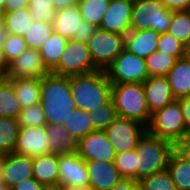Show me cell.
Returning <instances> with one entry per match:
<instances>
[{
  "mask_svg": "<svg viewBox=\"0 0 190 190\" xmlns=\"http://www.w3.org/2000/svg\"><path fill=\"white\" fill-rule=\"evenodd\" d=\"M50 71L45 66L40 51L27 48L12 60L3 74L5 78L42 79Z\"/></svg>",
  "mask_w": 190,
  "mask_h": 190,
  "instance_id": "obj_12",
  "label": "cell"
},
{
  "mask_svg": "<svg viewBox=\"0 0 190 190\" xmlns=\"http://www.w3.org/2000/svg\"><path fill=\"white\" fill-rule=\"evenodd\" d=\"M2 17L4 33L19 36L24 35L33 21L29 8L4 12Z\"/></svg>",
  "mask_w": 190,
  "mask_h": 190,
  "instance_id": "obj_29",
  "label": "cell"
},
{
  "mask_svg": "<svg viewBox=\"0 0 190 190\" xmlns=\"http://www.w3.org/2000/svg\"><path fill=\"white\" fill-rule=\"evenodd\" d=\"M54 32L52 22L32 21L31 25L23 35L27 48L40 50L44 43Z\"/></svg>",
  "mask_w": 190,
  "mask_h": 190,
  "instance_id": "obj_31",
  "label": "cell"
},
{
  "mask_svg": "<svg viewBox=\"0 0 190 190\" xmlns=\"http://www.w3.org/2000/svg\"><path fill=\"white\" fill-rule=\"evenodd\" d=\"M52 1L55 11L68 6L77 5L79 2V0H52Z\"/></svg>",
  "mask_w": 190,
  "mask_h": 190,
  "instance_id": "obj_48",
  "label": "cell"
},
{
  "mask_svg": "<svg viewBox=\"0 0 190 190\" xmlns=\"http://www.w3.org/2000/svg\"><path fill=\"white\" fill-rule=\"evenodd\" d=\"M77 153L85 161L114 162L116 153L105 131H94L77 142Z\"/></svg>",
  "mask_w": 190,
  "mask_h": 190,
  "instance_id": "obj_13",
  "label": "cell"
},
{
  "mask_svg": "<svg viewBox=\"0 0 190 190\" xmlns=\"http://www.w3.org/2000/svg\"><path fill=\"white\" fill-rule=\"evenodd\" d=\"M178 190H190V147H178L171 154L168 168Z\"/></svg>",
  "mask_w": 190,
  "mask_h": 190,
  "instance_id": "obj_20",
  "label": "cell"
},
{
  "mask_svg": "<svg viewBox=\"0 0 190 190\" xmlns=\"http://www.w3.org/2000/svg\"><path fill=\"white\" fill-rule=\"evenodd\" d=\"M160 33L152 30H130L125 35L124 49L138 57L146 59L157 50Z\"/></svg>",
  "mask_w": 190,
  "mask_h": 190,
  "instance_id": "obj_19",
  "label": "cell"
},
{
  "mask_svg": "<svg viewBox=\"0 0 190 190\" xmlns=\"http://www.w3.org/2000/svg\"><path fill=\"white\" fill-rule=\"evenodd\" d=\"M157 50L174 56L176 59L186 56V46L168 32L160 34Z\"/></svg>",
  "mask_w": 190,
  "mask_h": 190,
  "instance_id": "obj_41",
  "label": "cell"
},
{
  "mask_svg": "<svg viewBox=\"0 0 190 190\" xmlns=\"http://www.w3.org/2000/svg\"><path fill=\"white\" fill-rule=\"evenodd\" d=\"M146 131V127L139 121L120 116H117L105 130L116 154L135 149Z\"/></svg>",
  "mask_w": 190,
  "mask_h": 190,
  "instance_id": "obj_10",
  "label": "cell"
},
{
  "mask_svg": "<svg viewBox=\"0 0 190 190\" xmlns=\"http://www.w3.org/2000/svg\"><path fill=\"white\" fill-rule=\"evenodd\" d=\"M72 99L77 109L95 112L111 98L112 83L105 70L70 76Z\"/></svg>",
  "mask_w": 190,
  "mask_h": 190,
  "instance_id": "obj_2",
  "label": "cell"
},
{
  "mask_svg": "<svg viewBox=\"0 0 190 190\" xmlns=\"http://www.w3.org/2000/svg\"><path fill=\"white\" fill-rule=\"evenodd\" d=\"M173 10L168 9L161 0H134L131 14V30L152 29L158 33L168 31Z\"/></svg>",
  "mask_w": 190,
  "mask_h": 190,
  "instance_id": "obj_6",
  "label": "cell"
},
{
  "mask_svg": "<svg viewBox=\"0 0 190 190\" xmlns=\"http://www.w3.org/2000/svg\"><path fill=\"white\" fill-rule=\"evenodd\" d=\"M147 132L173 143L177 148L186 147V127L179 101L176 99L151 114Z\"/></svg>",
  "mask_w": 190,
  "mask_h": 190,
  "instance_id": "obj_5",
  "label": "cell"
},
{
  "mask_svg": "<svg viewBox=\"0 0 190 190\" xmlns=\"http://www.w3.org/2000/svg\"><path fill=\"white\" fill-rule=\"evenodd\" d=\"M40 105L47 124L62 125L76 109L70 89V76L49 73L42 78Z\"/></svg>",
  "mask_w": 190,
  "mask_h": 190,
  "instance_id": "obj_1",
  "label": "cell"
},
{
  "mask_svg": "<svg viewBox=\"0 0 190 190\" xmlns=\"http://www.w3.org/2000/svg\"><path fill=\"white\" fill-rule=\"evenodd\" d=\"M64 190H91V189L87 187V188H64Z\"/></svg>",
  "mask_w": 190,
  "mask_h": 190,
  "instance_id": "obj_54",
  "label": "cell"
},
{
  "mask_svg": "<svg viewBox=\"0 0 190 190\" xmlns=\"http://www.w3.org/2000/svg\"><path fill=\"white\" fill-rule=\"evenodd\" d=\"M86 166L91 190H109L122 179L114 162L86 161Z\"/></svg>",
  "mask_w": 190,
  "mask_h": 190,
  "instance_id": "obj_18",
  "label": "cell"
},
{
  "mask_svg": "<svg viewBox=\"0 0 190 190\" xmlns=\"http://www.w3.org/2000/svg\"><path fill=\"white\" fill-rule=\"evenodd\" d=\"M45 130L51 153L77 152V141L62 125L46 124Z\"/></svg>",
  "mask_w": 190,
  "mask_h": 190,
  "instance_id": "obj_25",
  "label": "cell"
},
{
  "mask_svg": "<svg viewBox=\"0 0 190 190\" xmlns=\"http://www.w3.org/2000/svg\"><path fill=\"white\" fill-rule=\"evenodd\" d=\"M67 42V38L53 32L39 50L43 62L50 72L59 64L60 57L65 50Z\"/></svg>",
  "mask_w": 190,
  "mask_h": 190,
  "instance_id": "obj_28",
  "label": "cell"
},
{
  "mask_svg": "<svg viewBox=\"0 0 190 190\" xmlns=\"http://www.w3.org/2000/svg\"><path fill=\"white\" fill-rule=\"evenodd\" d=\"M33 177L46 188L58 187V154L49 153L32 158Z\"/></svg>",
  "mask_w": 190,
  "mask_h": 190,
  "instance_id": "obj_21",
  "label": "cell"
},
{
  "mask_svg": "<svg viewBox=\"0 0 190 190\" xmlns=\"http://www.w3.org/2000/svg\"><path fill=\"white\" fill-rule=\"evenodd\" d=\"M175 99L190 96V59H177L174 67L166 75Z\"/></svg>",
  "mask_w": 190,
  "mask_h": 190,
  "instance_id": "obj_23",
  "label": "cell"
},
{
  "mask_svg": "<svg viewBox=\"0 0 190 190\" xmlns=\"http://www.w3.org/2000/svg\"><path fill=\"white\" fill-rule=\"evenodd\" d=\"M116 117L117 112L112 98H110L106 103L101 104L100 108L93 112L90 121L93 125L94 131H105Z\"/></svg>",
  "mask_w": 190,
  "mask_h": 190,
  "instance_id": "obj_36",
  "label": "cell"
},
{
  "mask_svg": "<svg viewBox=\"0 0 190 190\" xmlns=\"http://www.w3.org/2000/svg\"><path fill=\"white\" fill-rule=\"evenodd\" d=\"M3 34H4L3 17L2 15H0V38L3 36Z\"/></svg>",
  "mask_w": 190,
  "mask_h": 190,
  "instance_id": "obj_51",
  "label": "cell"
},
{
  "mask_svg": "<svg viewBox=\"0 0 190 190\" xmlns=\"http://www.w3.org/2000/svg\"><path fill=\"white\" fill-rule=\"evenodd\" d=\"M176 146L168 140L151 135L147 131L135 148L137 154L136 180L168 168L171 154Z\"/></svg>",
  "mask_w": 190,
  "mask_h": 190,
  "instance_id": "obj_3",
  "label": "cell"
},
{
  "mask_svg": "<svg viewBox=\"0 0 190 190\" xmlns=\"http://www.w3.org/2000/svg\"><path fill=\"white\" fill-rule=\"evenodd\" d=\"M21 109L12 83L2 75L0 77V117L17 119Z\"/></svg>",
  "mask_w": 190,
  "mask_h": 190,
  "instance_id": "obj_27",
  "label": "cell"
},
{
  "mask_svg": "<svg viewBox=\"0 0 190 190\" xmlns=\"http://www.w3.org/2000/svg\"><path fill=\"white\" fill-rule=\"evenodd\" d=\"M166 8L173 11L190 10V0H161Z\"/></svg>",
  "mask_w": 190,
  "mask_h": 190,
  "instance_id": "obj_46",
  "label": "cell"
},
{
  "mask_svg": "<svg viewBox=\"0 0 190 190\" xmlns=\"http://www.w3.org/2000/svg\"><path fill=\"white\" fill-rule=\"evenodd\" d=\"M186 56L190 59V43L186 46Z\"/></svg>",
  "mask_w": 190,
  "mask_h": 190,
  "instance_id": "obj_55",
  "label": "cell"
},
{
  "mask_svg": "<svg viewBox=\"0 0 190 190\" xmlns=\"http://www.w3.org/2000/svg\"><path fill=\"white\" fill-rule=\"evenodd\" d=\"M138 187L139 190H178L168 169L140 179Z\"/></svg>",
  "mask_w": 190,
  "mask_h": 190,
  "instance_id": "obj_35",
  "label": "cell"
},
{
  "mask_svg": "<svg viewBox=\"0 0 190 190\" xmlns=\"http://www.w3.org/2000/svg\"><path fill=\"white\" fill-rule=\"evenodd\" d=\"M181 105L186 127V147H190V96L177 99Z\"/></svg>",
  "mask_w": 190,
  "mask_h": 190,
  "instance_id": "obj_42",
  "label": "cell"
},
{
  "mask_svg": "<svg viewBox=\"0 0 190 190\" xmlns=\"http://www.w3.org/2000/svg\"><path fill=\"white\" fill-rule=\"evenodd\" d=\"M17 121L20 127H27V126H46L47 122L45 119V114L42 110V107L39 104H34L32 106L22 108L18 117Z\"/></svg>",
  "mask_w": 190,
  "mask_h": 190,
  "instance_id": "obj_39",
  "label": "cell"
},
{
  "mask_svg": "<svg viewBox=\"0 0 190 190\" xmlns=\"http://www.w3.org/2000/svg\"><path fill=\"white\" fill-rule=\"evenodd\" d=\"M134 0H110L99 29L126 35L131 30Z\"/></svg>",
  "mask_w": 190,
  "mask_h": 190,
  "instance_id": "obj_15",
  "label": "cell"
},
{
  "mask_svg": "<svg viewBox=\"0 0 190 190\" xmlns=\"http://www.w3.org/2000/svg\"><path fill=\"white\" fill-rule=\"evenodd\" d=\"M99 70L93 63L87 43L68 40L59 64L51 73L60 76L83 75Z\"/></svg>",
  "mask_w": 190,
  "mask_h": 190,
  "instance_id": "obj_7",
  "label": "cell"
},
{
  "mask_svg": "<svg viewBox=\"0 0 190 190\" xmlns=\"http://www.w3.org/2000/svg\"><path fill=\"white\" fill-rule=\"evenodd\" d=\"M19 128L17 119L0 117V155L14 152Z\"/></svg>",
  "mask_w": 190,
  "mask_h": 190,
  "instance_id": "obj_30",
  "label": "cell"
},
{
  "mask_svg": "<svg viewBox=\"0 0 190 190\" xmlns=\"http://www.w3.org/2000/svg\"><path fill=\"white\" fill-rule=\"evenodd\" d=\"M114 165L122 178L136 180L137 154L135 149L122 153H117L114 159Z\"/></svg>",
  "mask_w": 190,
  "mask_h": 190,
  "instance_id": "obj_38",
  "label": "cell"
},
{
  "mask_svg": "<svg viewBox=\"0 0 190 190\" xmlns=\"http://www.w3.org/2000/svg\"><path fill=\"white\" fill-rule=\"evenodd\" d=\"M109 190H139L138 181L130 178H122Z\"/></svg>",
  "mask_w": 190,
  "mask_h": 190,
  "instance_id": "obj_45",
  "label": "cell"
},
{
  "mask_svg": "<svg viewBox=\"0 0 190 190\" xmlns=\"http://www.w3.org/2000/svg\"><path fill=\"white\" fill-rule=\"evenodd\" d=\"M82 20L78 5L68 6L55 11L53 30L68 40L79 35L80 22Z\"/></svg>",
  "mask_w": 190,
  "mask_h": 190,
  "instance_id": "obj_22",
  "label": "cell"
},
{
  "mask_svg": "<svg viewBox=\"0 0 190 190\" xmlns=\"http://www.w3.org/2000/svg\"><path fill=\"white\" fill-rule=\"evenodd\" d=\"M111 98L117 116L148 126L151 114L142 83H112Z\"/></svg>",
  "mask_w": 190,
  "mask_h": 190,
  "instance_id": "obj_4",
  "label": "cell"
},
{
  "mask_svg": "<svg viewBox=\"0 0 190 190\" xmlns=\"http://www.w3.org/2000/svg\"><path fill=\"white\" fill-rule=\"evenodd\" d=\"M167 32L187 46L190 43V10L173 11Z\"/></svg>",
  "mask_w": 190,
  "mask_h": 190,
  "instance_id": "obj_33",
  "label": "cell"
},
{
  "mask_svg": "<svg viewBox=\"0 0 190 190\" xmlns=\"http://www.w3.org/2000/svg\"><path fill=\"white\" fill-rule=\"evenodd\" d=\"M47 188L34 177L24 180L12 187V190H46Z\"/></svg>",
  "mask_w": 190,
  "mask_h": 190,
  "instance_id": "obj_44",
  "label": "cell"
},
{
  "mask_svg": "<svg viewBox=\"0 0 190 190\" xmlns=\"http://www.w3.org/2000/svg\"><path fill=\"white\" fill-rule=\"evenodd\" d=\"M32 158L17 153L3 155V183L13 187L33 177Z\"/></svg>",
  "mask_w": 190,
  "mask_h": 190,
  "instance_id": "obj_17",
  "label": "cell"
},
{
  "mask_svg": "<svg viewBox=\"0 0 190 190\" xmlns=\"http://www.w3.org/2000/svg\"><path fill=\"white\" fill-rule=\"evenodd\" d=\"M46 190H64V189L56 187V188H47Z\"/></svg>",
  "mask_w": 190,
  "mask_h": 190,
  "instance_id": "obj_56",
  "label": "cell"
},
{
  "mask_svg": "<svg viewBox=\"0 0 190 190\" xmlns=\"http://www.w3.org/2000/svg\"><path fill=\"white\" fill-rule=\"evenodd\" d=\"M47 137L45 126L20 127L14 153L31 158L49 154Z\"/></svg>",
  "mask_w": 190,
  "mask_h": 190,
  "instance_id": "obj_14",
  "label": "cell"
},
{
  "mask_svg": "<svg viewBox=\"0 0 190 190\" xmlns=\"http://www.w3.org/2000/svg\"><path fill=\"white\" fill-rule=\"evenodd\" d=\"M7 70V65L5 63V58L2 49V39L0 38V73L3 75Z\"/></svg>",
  "mask_w": 190,
  "mask_h": 190,
  "instance_id": "obj_49",
  "label": "cell"
},
{
  "mask_svg": "<svg viewBox=\"0 0 190 190\" xmlns=\"http://www.w3.org/2000/svg\"><path fill=\"white\" fill-rule=\"evenodd\" d=\"M29 13L34 21L53 22L55 9L52 0H29Z\"/></svg>",
  "mask_w": 190,
  "mask_h": 190,
  "instance_id": "obj_40",
  "label": "cell"
},
{
  "mask_svg": "<svg viewBox=\"0 0 190 190\" xmlns=\"http://www.w3.org/2000/svg\"><path fill=\"white\" fill-rule=\"evenodd\" d=\"M5 1L6 0H0V15H2L4 13Z\"/></svg>",
  "mask_w": 190,
  "mask_h": 190,
  "instance_id": "obj_52",
  "label": "cell"
},
{
  "mask_svg": "<svg viewBox=\"0 0 190 190\" xmlns=\"http://www.w3.org/2000/svg\"><path fill=\"white\" fill-rule=\"evenodd\" d=\"M142 85L150 114L176 100L166 76L148 77Z\"/></svg>",
  "mask_w": 190,
  "mask_h": 190,
  "instance_id": "obj_16",
  "label": "cell"
},
{
  "mask_svg": "<svg viewBox=\"0 0 190 190\" xmlns=\"http://www.w3.org/2000/svg\"><path fill=\"white\" fill-rule=\"evenodd\" d=\"M1 39L5 63L8 66L12 60L17 58L22 52L27 49V45L23 39V36L19 35L4 33Z\"/></svg>",
  "mask_w": 190,
  "mask_h": 190,
  "instance_id": "obj_37",
  "label": "cell"
},
{
  "mask_svg": "<svg viewBox=\"0 0 190 190\" xmlns=\"http://www.w3.org/2000/svg\"><path fill=\"white\" fill-rule=\"evenodd\" d=\"M105 72L111 83H143L149 77L145 59L125 49Z\"/></svg>",
  "mask_w": 190,
  "mask_h": 190,
  "instance_id": "obj_8",
  "label": "cell"
},
{
  "mask_svg": "<svg viewBox=\"0 0 190 190\" xmlns=\"http://www.w3.org/2000/svg\"><path fill=\"white\" fill-rule=\"evenodd\" d=\"M125 35L111 33L97 28L88 40L87 46L94 65L105 70L124 50Z\"/></svg>",
  "mask_w": 190,
  "mask_h": 190,
  "instance_id": "obj_9",
  "label": "cell"
},
{
  "mask_svg": "<svg viewBox=\"0 0 190 190\" xmlns=\"http://www.w3.org/2000/svg\"><path fill=\"white\" fill-rule=\"evenodd\" d=\"M13 86L15 95L22 108L40 103L42 79L6 78Z\"/></svg>",
  "mask_w": 190,
  "mask_h": 190,
  "instance_id": "obj_24",
  "label": "cell"
},
{
  "mask_svg": "<svg viewBox=\"0 0 190 190\" xmlns=\"http://www.w3.org/2000/svg\"><path fill=\"white\" fill-rule=\"evenodd\" d=\"M93 112L83 109H74L71 115L65 120L63 127L75 138L78 142L80 139L94 132L90 117Z\"/></svg>",
  "mask_w": 190,
  "mask_h": 190,
  "instance_id": "obj_26",
  "label": "cell"
},
{
  "mask_svg": "<svg viewBox=\"0 0 190 190\" xmlns=\"http://www.w3.org/2000/svg\"><path fill=\"white\" fill-rule=\"evenodd\" d=\"M110 0H79L78 7L82 20L100 27L104 13L107 10Z\"/></svg>",
  "mask_w": 190,
  "mask_h": 190,
  "instance_id": "obj_32",
  "label": "cell"
},
{
  "mask_svg": "<svg viewBox=\"0 0 190 190\" xmlns=\"http://www.w3.org/2000/svg\"><path fill=\"white\" fill-rule=\"evenodd\" d=\"M29 8V0H6L4 12Z\"/></svg>",
  "mask_w": 190,
  "mask_h": 190,
  "instance_id": "obj_47",
  "label": "cell"
},
{
  "mask_svg": "<svg viewBox=\"0 0 190 190\" xmlns=\"http://www.w3.org/2000/svg\"><path fill=\"white\" fill-rule=\"evenodd\" d=\"M0 190H12V188L7 186L5 183H0Z\"/></svg>",
  "mask_w": 190,
  "mask_h": 190,
  "instance_id": "obj_53",
  "label": "cell"
},
{
  "mask_svg": "<svg viewBox=\"0 0 190 190\" xmlns=\"http://www.w3.org/2000/svg\"><path fill=\"white\" fill-rule=\"evenodd\" d=\"M0 183H3V155H0Z\"/></svg>",
  "mask_w": 190,
  "mask_h": 190,
  "instance_id": "obj_50",
  "label": "cell"
},
{
  "mask_svg": "<svg viewBox=\"0 0 190 190\" xmlns=\"http://www.w3.org/2000/svg\"><path fill=\"white\" fill-rule=\"evenodd\" d=\"M97 27L93 24L85 20H81L80 28H79V35H74V40L81 41L87 43L88 40L94 35Z\"/></svg>",
  "mask_w": 190,
  "mask_h": 190,
  "instance_id": "obj_43",
  "label": "cell"
},
{
  "mask_svg": "<svg viewBox=\"0 0 190 190\" xmlns=\"http://www.w3.org/2000/svg\"><path fill=\"white\" fill-rule=\"evenodd\" d=\"M145 61L149 77H151L166 76L174 67L177 59L174 56L156 50Z\"/></svg>",
  "mask_w": 190,
  "mask_h": 190,
  "instance_id": "obj_34",
  "label": "cell"
},
{
  "mask_svg": "<svg viewBox=\"0 0 190 190\" xmlns=\"http://www.w3.org/2000/svg\"><path fill=\"white\" fill-rule=\"evenodd\" d=\"M58 168V188L89 187L86 161L77 152L58 154Z\"/></svg>",
  "mask_w": 190,
  "mask_h": 190,
  "instance_id": "obj_11",
  "label": "cell"
}]
</instances>
